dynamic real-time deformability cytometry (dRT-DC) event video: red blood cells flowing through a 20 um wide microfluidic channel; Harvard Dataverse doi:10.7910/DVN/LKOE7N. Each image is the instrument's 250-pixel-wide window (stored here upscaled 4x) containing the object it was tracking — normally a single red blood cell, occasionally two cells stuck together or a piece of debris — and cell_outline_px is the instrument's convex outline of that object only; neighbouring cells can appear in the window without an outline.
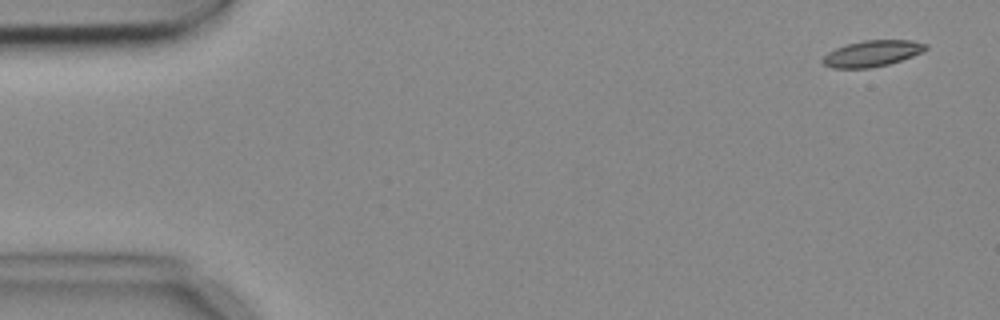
{"species": "common noctule bat (a hibernating species)", "species_latin": "Nyctalus noctula", "temperature_condition": "cold", "stored_images_in_passage": 9, "camera_frame_rate_fps": 3000, "um_per_image_px": 0.085, "animal": {"sex": "female", "body_mass_g": 18.4}, "frame": {"image": 1, "passage_image": 1, "time_ms": 0.0, "image_size_px": [1000, 320], "cell_outline_px": [[928, 48], [912, 56], [888, 64], [868, 68], [832, 68], [824, 64], [820, 60], [828, 52], [836, 48], [848, 44], [864, 40], [912, 40], [928, 44]], "centroid_in_image_um": [74.12, 4.54], "position_along_channel_um": 10.9, "area_um2": 15.55}}
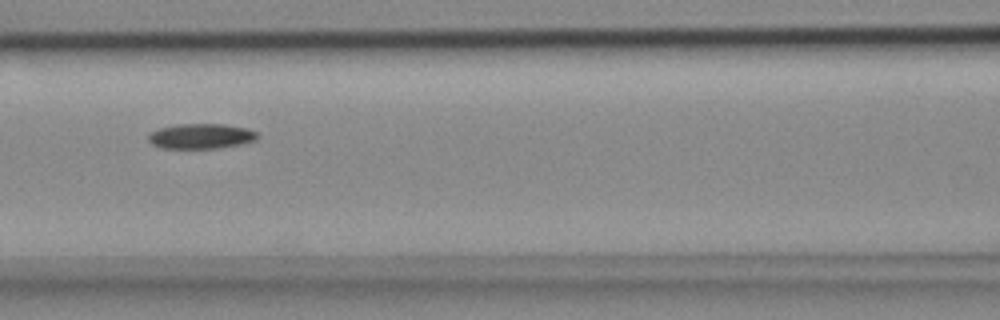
{"frame": {"image": 2, "passage_image": 6, "time_ms": 1.667, "image_size_px": [1000, 320], "cell_outline_px": [[260, 136], [256, 140], [240, 144], [220, 148], [164, 148], [152, 144], [148, 140], [148, 136], [152, 132], [160, 128], [176, 124], [224, 124], [248, 128], [256, 132]], "centroid_in_image_um": [17.12, 11.57], "position_along_channel_um": 149.5, "area_um2": 15.95}}
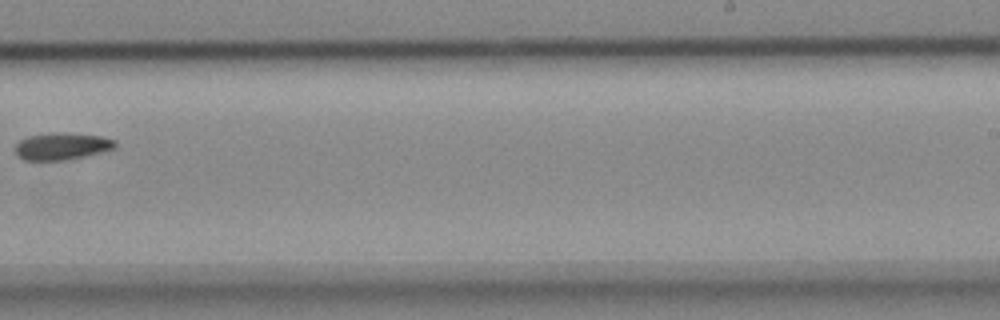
{"frame": {"image": 3, "passage_image": 9, "time_ms": 2.667, "image_size_px": [1000, 320], "cell_outline_px": [[116, 148], [68, 160], [24, 160], [16, 156], [16, 144], [20, 140], [28, 136], [52, 132], [64, 132], [100, 136], [116, 140]], "centroid_in_image_um": [5.25, 12.42], "position_along_channel_um": 283.8, "area_um2": 15.84}}